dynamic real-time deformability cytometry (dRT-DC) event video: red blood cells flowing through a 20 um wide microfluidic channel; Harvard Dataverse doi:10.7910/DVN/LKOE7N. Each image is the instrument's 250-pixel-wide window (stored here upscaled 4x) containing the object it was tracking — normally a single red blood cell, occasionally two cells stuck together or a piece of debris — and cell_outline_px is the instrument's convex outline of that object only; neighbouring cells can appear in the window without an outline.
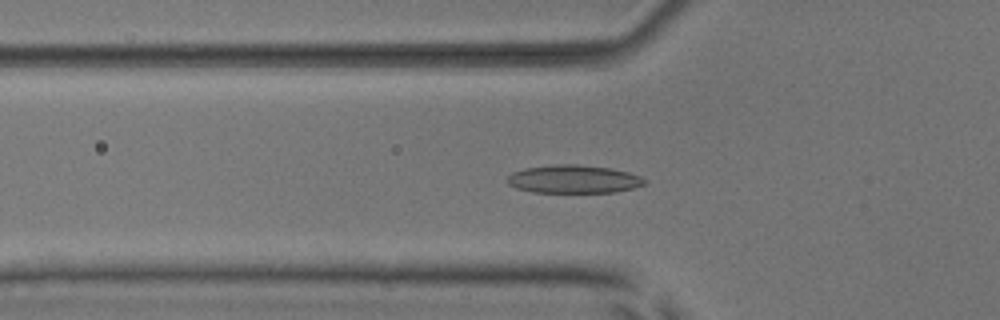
{"species": "common noctule bat (a hibernating species)", "species_latin": "Nyctalus noctula", "temperature_condition": "room temperature", "stored_images_in_passage": 53, "camera_frame_rate_fps": 3000, "um_per_image_px": 0.085, "animal": {"sex": "male", "body_mass_g": 17.9, "forearm_length_mm": 54.2}, "frame": {"image": 1, "passage_image": 19, "time_ms": 6.0, "image_size_px": [1000, 320], "cell_outline_px": [[648, 180], [644, 184], [632, 188], [616, 192], [532, 192], [516, 188], [508, 184], [504, 180], [512, 172], [524, 168], [552, 164], [580, 164], [612, 168], [628, 172], [640, 176]], "centroid_in_image_um": [48.73, 15.21], "position_along_channel_um": 77.1, "area_um2": 22.77}}
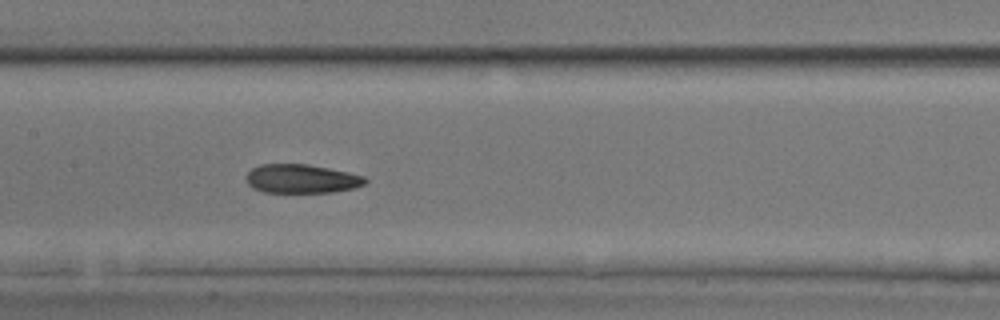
{"frame": {"image": 2, "passage_image": 27, "time_ms": 8.667, "image_size_px": [1000, 320], "cell_outline_px": [[368, 180], [364, 184], [352, 188], [332, 192], [264, 192], [252, 188], [248, 184], [248, 172], [252, 168], [260, 164], [308, 164], [348, 172], [364, 176]], "centroid_in_image_um": [25.63, 15.19], "position_along_channel_um": 181.8, "area_um2": 19.83}}
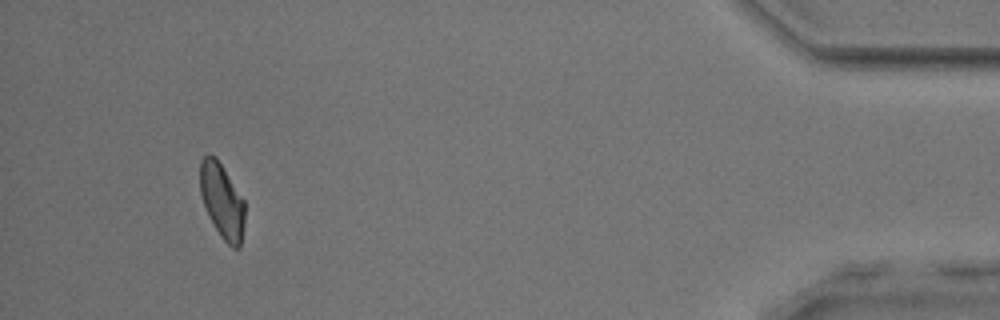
{"frame": {"image": 3, "passage_image": 50, "time_ms": 16.333, "image_size_px": [1000, 320], "cell_outline_px": [[244, 224], [240, 248], [232, 248], [220, 236], [208, 216], [200, 192], [200, 160], [208, 152], [216, 156], [244, 200]], "centroid_in_image_um": [18.86, 17.06], "position_along_channel_um": 416.3, "area_um2": 19.59}, "authors_computed_cell_mechanics": {"area_um2": 21.0392, "velocity_mm_per_s": 3.9262, "shape_relaxation_time_tau1_ms": 6.6391, "shape_relaxation_time_tau2_ms": 2.3866, "deformation_change_tau1": 0.1707, "deformation_change_tau2": 0.072}}